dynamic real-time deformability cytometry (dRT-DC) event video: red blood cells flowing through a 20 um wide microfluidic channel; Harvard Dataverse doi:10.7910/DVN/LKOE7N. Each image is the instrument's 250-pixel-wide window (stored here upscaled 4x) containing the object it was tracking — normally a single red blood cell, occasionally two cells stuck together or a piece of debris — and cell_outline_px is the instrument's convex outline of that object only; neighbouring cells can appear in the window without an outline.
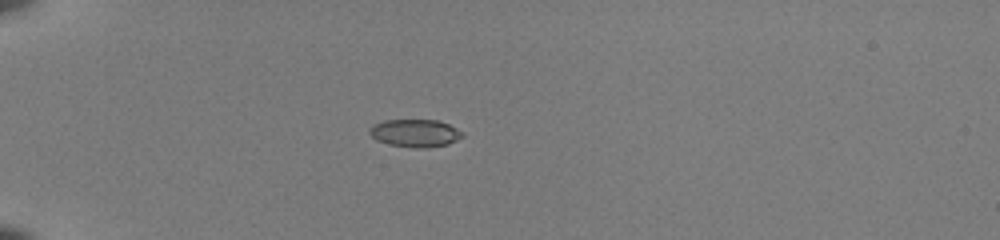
{"species": "common noctule bat (a hibernating species)", "species_latin": "Nyctalus noctula", "temperature_condition": "room temperature", "stored_images_in_passage": 37, "camera_frame_rate_fps": 3000, "um_per_image_px": 0.085, "animal": {"sex": "female", "body_mass_g": 22.0, "forearm_length_mm": 56.7}, "frame": {"image": 1, "passage_image": 1, "time_ms": 0.0, "image_size_px": [1000, 240], "cell_outline_px": [[464, 136], [448, 144], [428, 148], [416, 148], [388, 144], [376, 140], [368, 132], [372, 124], [384, 120], [436, 120], [448, 124], [464, 132]], "centroid_in_image_um": [35.28, 11.32], "position_along_channel_um": 49.7, "area_um2": 15.09}}
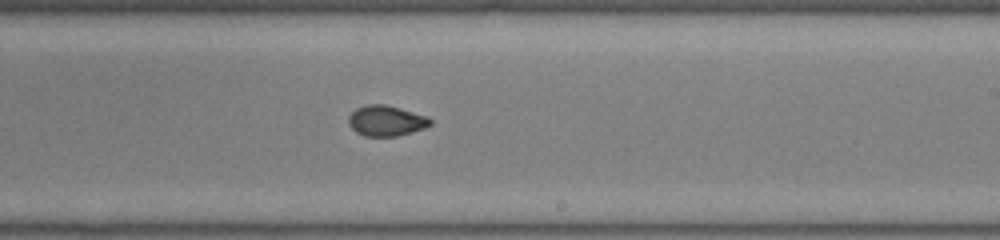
{"frame": {"image": 2, "passage_image": 19, "time_ms": 6.0, "image_size_px": [1000, 240], "cell_outline_px": [[432, 124], [424, 128], [412, 132], [396, 136], [364, 136], [356, 132], [348, 124], [348, 116], [356, 108], [364, 104], [384, 104], [400, 108], [424, 116], [432, 120]], "centroid_in_image_um": [32.78, 10.26], "position_along_channel_um": 256.2, "area_um2": 14.51}}
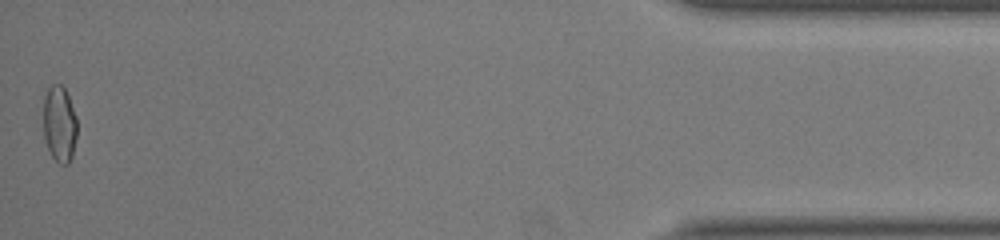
{"frame": {"image": 3, "passage_image": 37, "time_ms": 12.0, "image_size_px": [1000, 240], "cell_outline_px": [[76, 136], [72, 156], [68, 164], [60, 164], [52, 156], [48, 148], [44, 136], [44, 96], [48, 88], [52, 84], [60, 84], [64, 88], [68, 96], [76, 116]], "centroid_in_image_um": [5.05, 10.53], "position_along_channel_um": 430.1, "area_um2": 14.8}, "authors_computed_cell_mechanics": {"area_um2": 14.6234, "velocity_mm_per_s": 4.0159, "shape_relaxation_time_tau1_ms": 5.2355, "shape_relaxation_time_tau2_ms": null, "deformation_change_tau1": 0.166, "deformation_change_tau2": null}}